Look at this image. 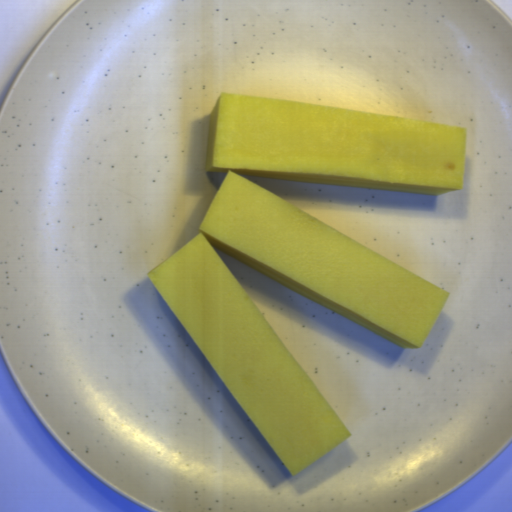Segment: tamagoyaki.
I'll return each instance as SVG.
<instances>
[{"label": "tamagoyaki", "mask_w": 512, "mask_h": 512, "mask_svg": "<svg viewBox=\"0 0 512 512\" xmlns=\"http://www.w3.org/2000/svg\"><path fill=\"white\" fill-rule=\"evenodd\" d=\"M466 129L222 93L207 170L226 173L199 233L147 276L291 475L351 437L215 249L415 350L449 292L241 175L444 194Z\"/></svg>", "instance_id": "obj_1"}]
</instances>
